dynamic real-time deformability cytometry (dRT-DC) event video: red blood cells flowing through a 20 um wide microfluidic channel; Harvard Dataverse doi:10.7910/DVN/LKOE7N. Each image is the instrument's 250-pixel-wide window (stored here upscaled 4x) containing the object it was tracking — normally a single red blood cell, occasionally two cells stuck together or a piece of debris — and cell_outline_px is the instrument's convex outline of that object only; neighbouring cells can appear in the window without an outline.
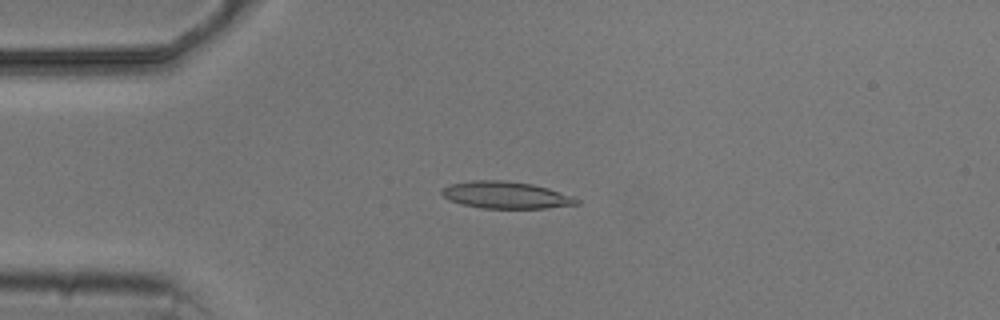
{"species": "common noctule bat (a hibernating species)", "species_latin": "Nyctalus noctula", "temperature_condition": "cold", "stored_images_in_passage": 4, "camera_frame_rate_fps": 3000, "um_per_image_px": 0.085, "animal": {"sex": "male", "body_mass_g": 20.5, "forearm_length_mm": 52.5}, "frame": {"image": 1, "passage_image": 4, "time_ms": 3.333, "image_size_px": [1000, 320], "cell_outline_px": [[580, 204], [548, 208], [480, 208], [460, 204], [448, 200], [440, 192], [440, 188], [448, 184], [472, 180], [504, 180], [532, 184], [548, 188], [572, 196], [580, 200]], "centroid_in_image_um": [42.95, 16.58], "position_along_channel_um": 42.0, "area_um2": 21.44}}